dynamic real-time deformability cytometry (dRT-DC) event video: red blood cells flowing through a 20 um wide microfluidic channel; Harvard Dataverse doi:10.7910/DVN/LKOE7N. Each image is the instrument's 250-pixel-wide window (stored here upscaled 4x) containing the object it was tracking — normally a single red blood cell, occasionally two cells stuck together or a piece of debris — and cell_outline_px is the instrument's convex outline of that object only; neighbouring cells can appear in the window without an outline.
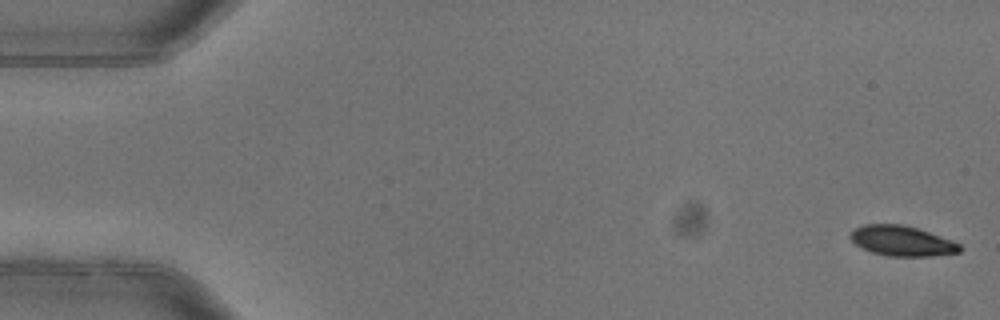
{"species": "common noctule bat (a hibernating species)", "species_latin": "Nyctalus noctula", "temperature_condition": "warm", "stored_images_in_passage": 4, "camera_frame_rate_fps": 3000, "um_per_image_px": 0.085, "animal": {"sex": "female"}, "frame": {"image": 1, "passage_image": 1, "time_ms": 0.0, "image_size_px": [1000, 320], "cell_outline_px": [[964, 248], [960, 252], [928, 256], [888, 256], [872, 252], [860, 248], [848, 236], [856, 228], [864, 224], [900, 224], [916, 228], [952, 240], [960, 244]], "centroid_in_image_um": [76.66, 20.48], "position_along_channel_um": 8.3, "area_um2": 19.13}}
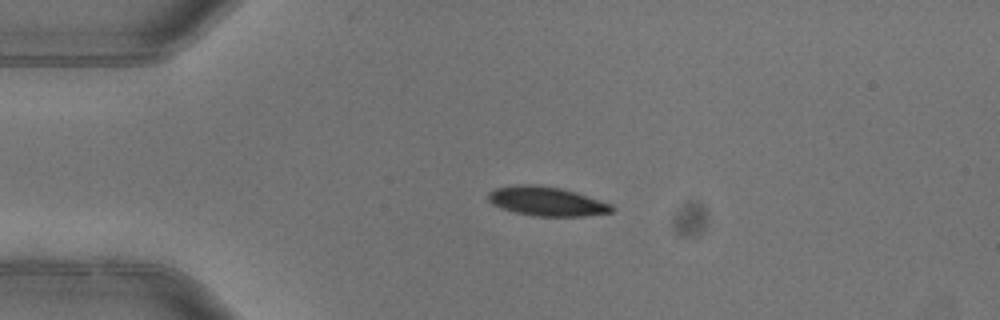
{"frame": {"image": 2, "passage_image": 3, "time_ms": 0.667, "image_size_px": [1000, 320], "cell_outline_px": [[616, 208], [612, 212], [584, 216], [532, 216], [500, 208], [492, 204], [488, 200], [488, 192], [496, 188], [520, 184], [536, 184], [560, 188], [576, 192], [612, 204]], "centroid_in_image_um": [46.47, 17.11], "position_along_channel_um": 38.5, "area_um2": 21.1}}